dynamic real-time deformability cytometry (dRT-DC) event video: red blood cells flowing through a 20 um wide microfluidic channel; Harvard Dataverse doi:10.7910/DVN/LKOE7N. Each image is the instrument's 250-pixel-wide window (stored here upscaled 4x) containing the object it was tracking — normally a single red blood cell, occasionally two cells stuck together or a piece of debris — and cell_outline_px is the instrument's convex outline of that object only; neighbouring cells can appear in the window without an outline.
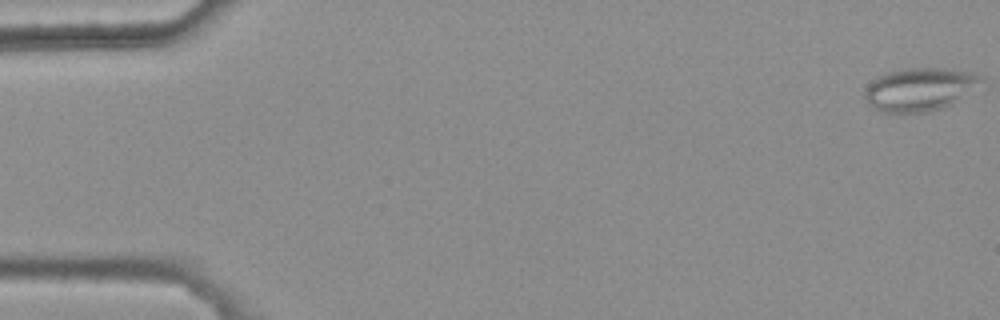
{"species": "common noctule bat (a hibernating species)", "species_latin": "Nyctalus noctula", "temperature_condition": "warm", "stored_images_in_passage": 7, "camera_frame_rate_fps": 3000, "um_per_image_px": 0.085, "animal": {"sex": "female", "body_mass_g": 25.1}, "frame": {"image": 1, "passage_image": 1, "time_ms": 0.0, "image_size_px": [1000, 320], "cell_outline_px": [[984, 80], [952, 104], [940, 108], [924, 112], [880, 112], [868, 108], [864, 100], [864, 92], [868, 84], [876, 76], [900, 68], [944, 68], [984, 76]], "centroid_in_image_um": [78.06, 7.6], "position_along_channel_um": 6.9, "area_um2": 29.25}}